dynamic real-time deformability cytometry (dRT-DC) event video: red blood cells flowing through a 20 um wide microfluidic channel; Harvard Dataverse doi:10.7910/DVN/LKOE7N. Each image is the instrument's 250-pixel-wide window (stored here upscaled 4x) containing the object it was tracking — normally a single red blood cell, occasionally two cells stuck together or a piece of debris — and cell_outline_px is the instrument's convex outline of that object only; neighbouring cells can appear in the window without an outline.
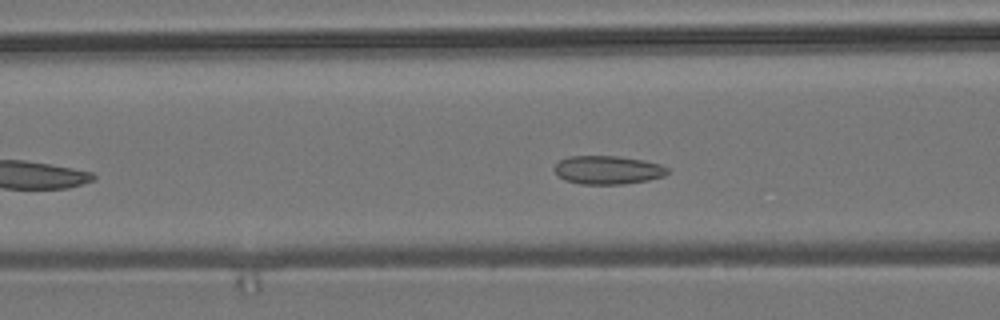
{"species": "common noctule bat (a hibernating species)", "species_latin": "Nyctalus noctula", "temperature_condition": "room temperature", "stored_images_in_passage": 38, "camera_frame_rate_fps": 3000, "um_per_image_px": 0.085, "animal": {"sex": "male", "body_mass_g": 19.2, "forearm_length_mm": 51.8}, "frame": {"image": 1, "passage_image": 12, "time_ms": 3.667, "image_size_px": [1000, 320], "cell_outline_px": [[668, 172], [664, 176], [648, 180], [624, 184], [580, 184], [564, 180], [556, 172], [556, 164], [560, 160], [568, 156], [620, 156], [644, 160], [660, 164], [668, 168]], "centroid_in_image_um": [51.68, 14.44], "position_along_channel_um": 114.9, "area_um2": 18.73}}
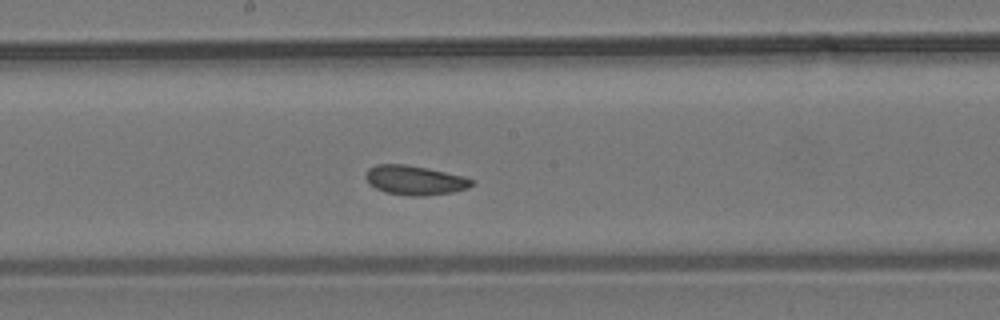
{"frame": {"image": 2, "passage_image": 20, "time_ms": 6.333, "image_size_px": [1000, 320], "cell_outline_px": [[476, 184], [468, 188], [452, 192], [424, 196], [408, 196], [384, 192], [368, 184], [364, 176], [368, 168], [376, 164], [404, 164], [428, 168], [464, 176], [476, 180]], "centroid_in_image_um": [35.27, 15.32], "position_along_channel_um": 212.9, "area_um2": 18.5}}
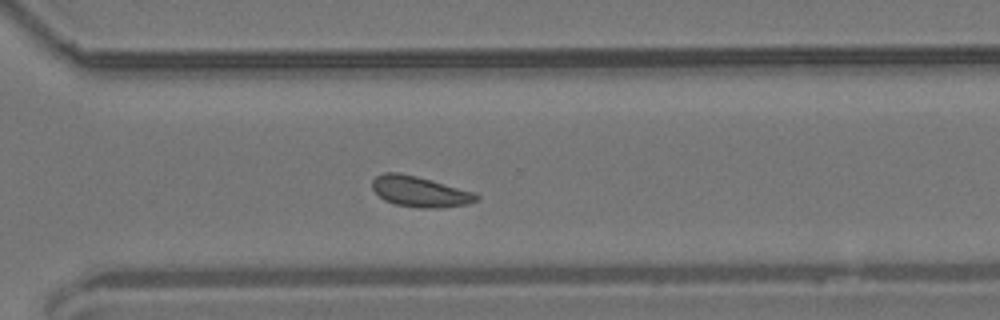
{"frame": {"image": 3, "passage_image": 30, "time_ms": 9.667, "image_size_px": [1000, 320], "cell_outline_px": [[480, 200], [468, 204], [440, 208], [420, 208], [396, 204], [384, 200], [372, 188], [372, 180], [376, 176], [384, 172], [400, 172], [416, 176], [472, 192], [480, 196]], "centroid_in_image_um": [35.68, 16.29], "position_along_channel_um": 334.9, "area_um2": 18.44}, "authors_computed_cell_mechanics": {"area_um2": 18.1492, "velocity_mm_per_s": 3.677, "shape_relaxation_time_tau1_ms": null, "shape_relaxation_time_tau2_ms": 3.3352, "deformation_change_tau1": null, "deformation_change_tau2": 0.0724}}